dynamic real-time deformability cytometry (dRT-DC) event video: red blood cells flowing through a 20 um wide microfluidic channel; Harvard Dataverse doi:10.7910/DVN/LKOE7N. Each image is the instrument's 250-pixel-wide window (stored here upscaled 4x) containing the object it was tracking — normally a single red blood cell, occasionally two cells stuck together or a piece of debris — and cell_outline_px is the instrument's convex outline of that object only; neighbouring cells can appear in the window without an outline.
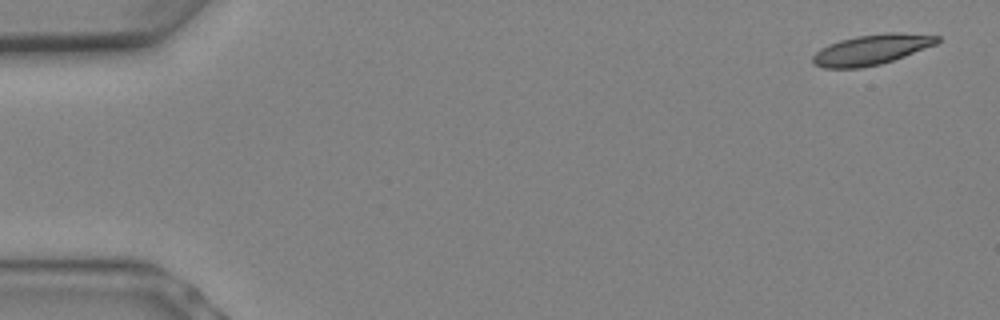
{"species": "Egyptian fruit bat (a non-hibernating species)", "species_latin": "Rousettus aegyptiacus", "temperature_condition": "warm", "stored_images_in_passage": 7, "camera_frame_rate_fps": 3000, "um_per_image_px": 0.085, "animal": {"sex": "female"}, "frame": {"image": 1, "passage_image": 1, "time_ms": 0.0, "image_size_px": [1000, 320], "cell_outline_px": [[940, 40], [936, 44], [904, 56], [880, 64], [860, 68], [824, 68], [812, 64], [812, 56], [820, 48], [828, 44], [840, 40], [856, 36], [888, 32], [896, 32], [940, 36]], "centroid_in_image_um": [74.04, 4.22], "position_along_channel_um": 11.0, "area_um2": 21.91}}